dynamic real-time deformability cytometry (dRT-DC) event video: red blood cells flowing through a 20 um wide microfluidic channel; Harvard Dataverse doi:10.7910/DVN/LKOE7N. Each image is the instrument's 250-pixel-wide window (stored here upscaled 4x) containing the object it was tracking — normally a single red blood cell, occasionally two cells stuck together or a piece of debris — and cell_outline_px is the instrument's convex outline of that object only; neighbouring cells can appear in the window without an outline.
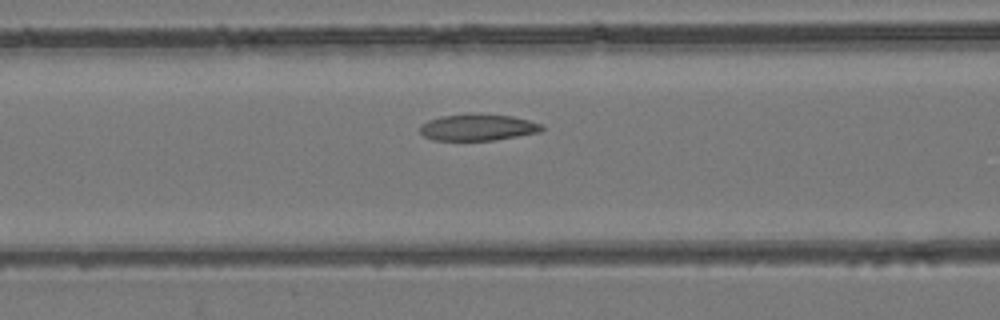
{"species": "common noctule bat (a hibernating species)", "species_latin": "Nyctalus noctula", "temperature_condition": "room temperature", "stored_images_in_passage": 39, "camera_frame_rate_fps": 3000, "um_per_image_px": 0.085, "animal": {"sex": "female", "body_mass_g": 24.6, "forearm_length_mm": 56.2}, "frame": {"image": 1, "passage_image": 9, "time_ms": 2.667, "image_size_px": [1000, 320], "cell_outline_px": [[544, 128], [540, 132], [496, 140], [432, 140], [424, 136], [420, 132], [420, 124], [428, 120], [440, 116], [472, 112], [476, 112], [512, 116], [528, 120], [540, 124]], "centroid_in_image_um": [40.58, 10.8], "position_along_channel_um": 126.0, "area_um2": 19.19}}
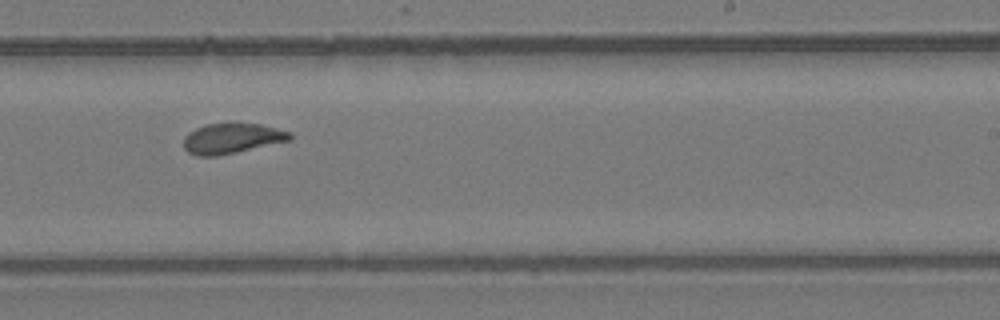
{"frame": {"image": 2, "passage_image": 20, "time_ms": 6.333, "image_size_px": [1000, 320], "cell_outline_px": [[292, 140], [236, 152], [216, 156], [196, 156], [188, 152], [184, 148], [184, 136], [188, 132], [204, 124], [260, 124], [292, 132]], "centroid_in_image_um": [19.71, 11.77], "position_along_channel_um": 269.3, "area_um2": 18.67}}
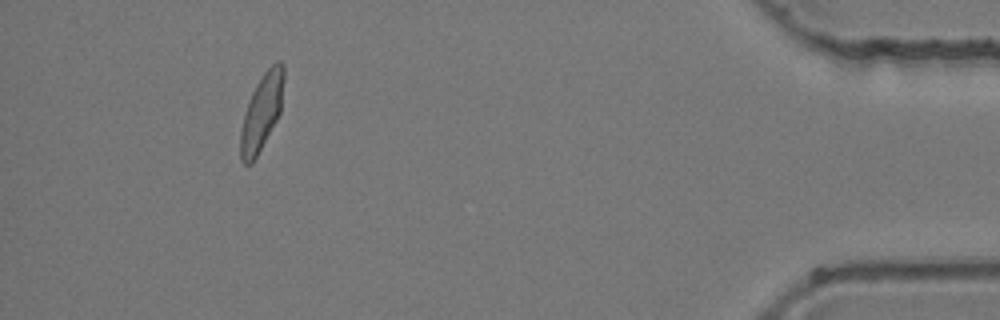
{"frame": {"image": 3, "passage_image": 36, "time_ms": 11.667, "image_size_px": [1000, 320], "cell_outline_px": [[284, 80], [280, 112], [276, 120], [252, 164], [244, 164], [240, 160], [240, 132], [248, 100], [256, 84], [264, 72], [276, 60], [280, 60], [284, 64]], "centroid_in_image_um": [22.24, 9.5], "position_along_channel_um": 413.0, "area_um2": 19.13}}